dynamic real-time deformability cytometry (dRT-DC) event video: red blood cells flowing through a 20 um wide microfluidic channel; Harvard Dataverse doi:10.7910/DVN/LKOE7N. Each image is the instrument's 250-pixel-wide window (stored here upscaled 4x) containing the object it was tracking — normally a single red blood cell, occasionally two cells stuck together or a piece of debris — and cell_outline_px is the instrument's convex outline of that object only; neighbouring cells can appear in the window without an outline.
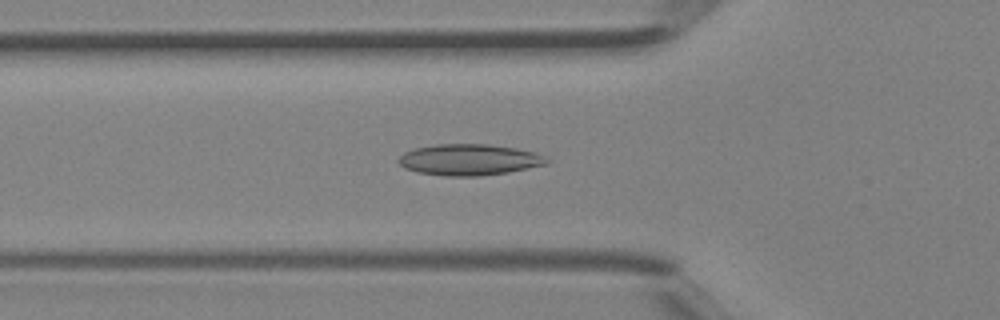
{"species": "Egyptian fruit bat (a non-hibernating species)", "species_latin": "Rousettus aegyptiacus", "temperature_condition": "room temperature", "stored_images_in_passage": 29, "camera_frame_rate_fps": 3000, "um_per_image_px": 0.085, "animal": {"sex": "female"}, "frame": {"image": 1, "passage_image": 6, "time_ms": 1.667, "image_size_px": [1000, 320], "cell_outline_px": [[552, 160], [548, 164], [508, 172], [480, 176], [448, 176], [416, 172], [404, 168], [396, 160], [404, 152], [416, 148], [436, 144], [488, 144], [516, 148], [536, 152]], "centroid_in_image_um": [39.9, 13.57], "position_along_channel_um": 85.9, "area_um2": 27.11}}
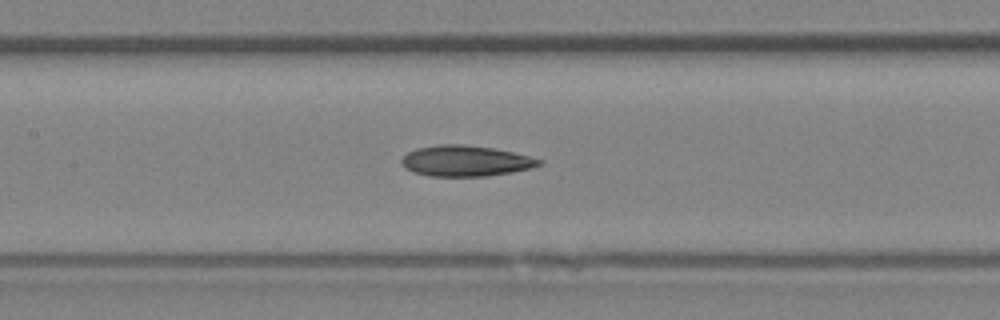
{"frame": {"image": 2, "passage_image": 11, "time_ms": 3.333, "image_size_px": [1000, 320], "cell_outline_px": [[544, 160], [540, 164], [532, 168], [512, 172], [488, 176], [428, 176], [412, 172], [404, 168], [400, 160], [408, 152], [416, 148], [440, 144], [464, 144], [492, 148], [512, 152]], "centroid_in_image_um": [39.54, 13.68], "position_along_channel_um": 167.9, "area_um2": 24.74}}
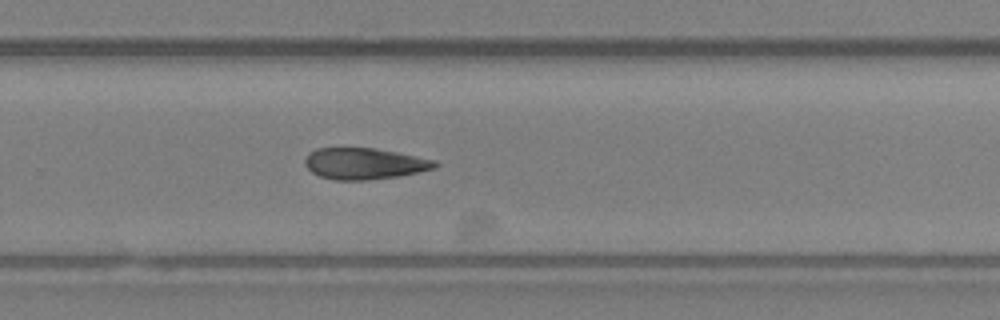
{"frame": {"image": 3, "passage_image": 19, "time_ms": 6.0, "image_size_px": [1000, 320], "cell_outline_px": [[440, 164], [436, 168], [400, 176], [368, 180], [332, 180], [320, 176], [312, 172], [304, 164], [304, 160], [308, 152], [316, 148], [376, 148], [436, 160]], "centroid_in_image_um": [30.97, 13.91], "position_along_channel_um": 298.8, "area_um2": 23.93}}